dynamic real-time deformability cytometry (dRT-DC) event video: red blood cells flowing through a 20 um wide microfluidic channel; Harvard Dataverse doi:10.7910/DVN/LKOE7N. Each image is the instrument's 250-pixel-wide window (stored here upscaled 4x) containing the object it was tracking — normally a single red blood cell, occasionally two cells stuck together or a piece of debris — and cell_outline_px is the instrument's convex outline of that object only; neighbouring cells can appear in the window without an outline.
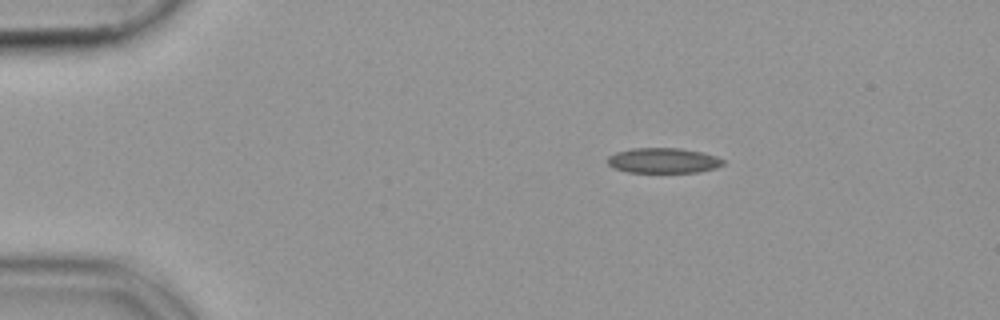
{"species": "common noctule bat (a hibernating species)", "species_latin": "Nyctalus noctula", "temperature_condition": "cold", "stored_images_in_passage": 24, "camera_frame_rate_fps": 3000, "um_per_image_px": 0.085, "animal": {"sex": "female", "body_mass_g": 19.9}, "frame": {"image": 1, "passage_image": 1, "time_ms": 0.0, "image_size_px": [1000, 320], "cell_outline_px": [[724, 164], [716, 168], [700, 172], [628, 172], [612, 168], [608, 164], [608, 156], [616, 152], [632, 148], [680, 148], [700, 152], [716, 156], [724, 160]], "centroid_in_image_um": [56.37, 13.65], "position_along_channel_um": 28.6, "area_um2": 16.99}}
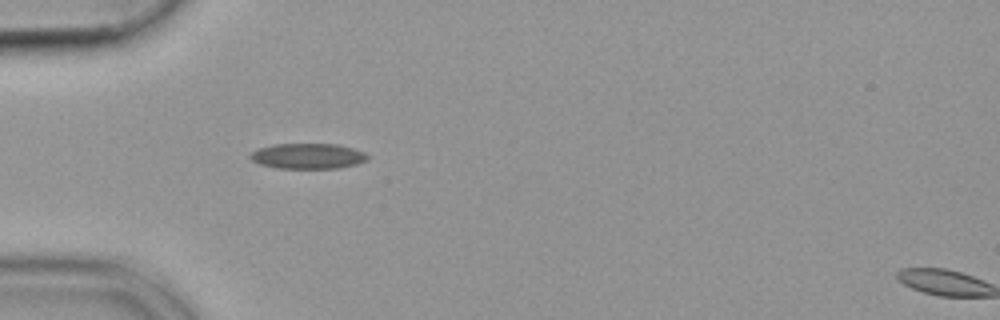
{"frame": {"image": 2, "passage_image": 8, "time_ms": 2.333, "image_size_px": [1000, 320], "cell_outline_px": [[368, 160], [356, 164], [336, 168], [276, 168], [260, 164], [252, 160], [248, 156], [256, 148], [272, 144], [336, 144], [352, 148], [364, 152], [368, 156]], "centroid_in_image_um": [26.13, 13.26], "position_along_channel_um": 58.9, "area_um2": 17.4}}
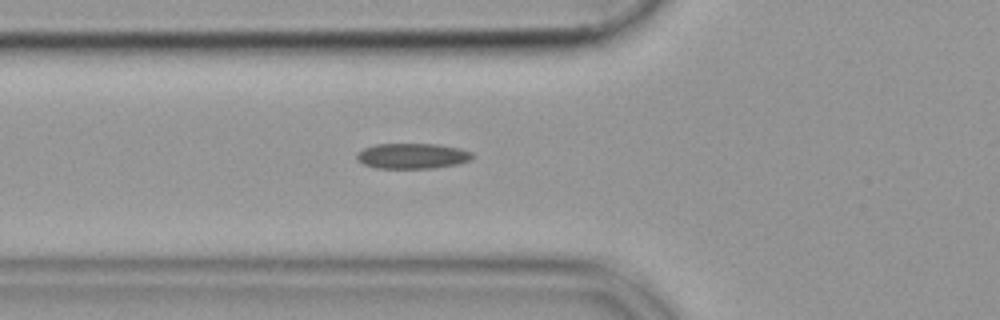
{"frame": {"image": 3, "passage_image": 11, "time_ms": 3.333, "image_size_px": [1000, 320], "cell_outline_px": [[472, 160], [456, 164], [432, 168], [376, 168], [364, 164], [356, 160], [356, 152], [364, 148], [376, 144], [436, 144], [460, 148], [472, 152]], "centroid_in_image_um": [35.02, 13.25], "position_along_channel_um": 90.8, "area_um2": 17.17}}